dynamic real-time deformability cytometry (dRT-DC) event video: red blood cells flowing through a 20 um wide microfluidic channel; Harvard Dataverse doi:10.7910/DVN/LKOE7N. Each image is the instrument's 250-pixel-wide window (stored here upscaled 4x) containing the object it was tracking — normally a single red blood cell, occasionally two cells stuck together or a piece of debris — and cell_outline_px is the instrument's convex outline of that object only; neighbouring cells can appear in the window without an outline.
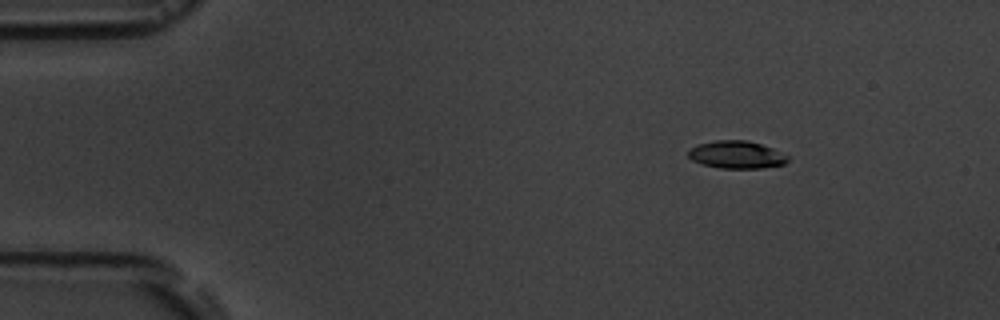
{"species": "common noctule bat (a hibernating species)", "species_latin": "Nyctalus noctula", "temperature_condition": "room temperature", "stored_images_in_passage": 3, "camera_frame_rate_fps": 3000, "um_per_image_px": 0.085, "animal": {"sex": "male", "body_mass_g": 19.5, "forearm_length_mm": 54.6}, "frame": {"image": 1, "passage_image": 1, "time_ms": 0.0, "image_size_px": [1000, 320], "cell_outline_px": [[788, 160], [784, 164], [764, 168], [720, 168], [704, 164], [692, 160], [688, 156], [688, 148], [696, 144], [716, 140], [748, 140], [772, 148], [788, 156]], "centroid_in_image_um": [62.57, 13.14], "position_along_channel_um": 22.4, "area_um2": 16.01}}
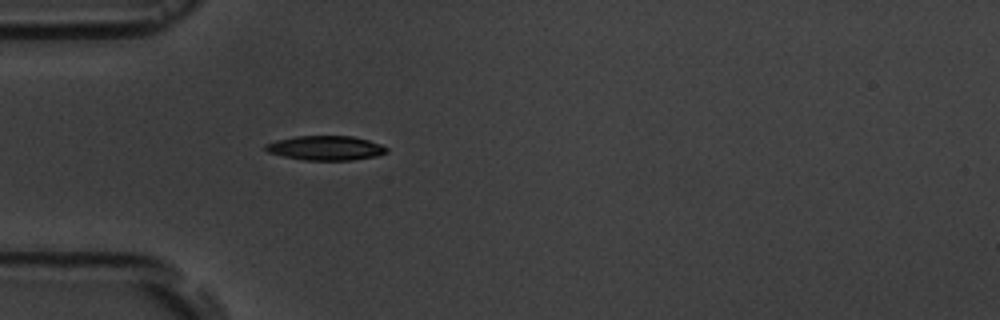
{"frame": {"image": 2, "passage_image": 3, "time_ms": 3.0, "image_size_px": [1000, 320], "cell_outline_px": [[388, 152], [376, 156], [352, 160], [304, 160], [284, 156], [268, 152], [264, 148], [264, 144], [276, 140], [296, 136], [352, 136], [368, 140], [380, 144], [388, 148]], "centroid_in_image_um": [27.68, 12.58], "position_along_channel_um": 57.3, "area_um2": 17.22}}